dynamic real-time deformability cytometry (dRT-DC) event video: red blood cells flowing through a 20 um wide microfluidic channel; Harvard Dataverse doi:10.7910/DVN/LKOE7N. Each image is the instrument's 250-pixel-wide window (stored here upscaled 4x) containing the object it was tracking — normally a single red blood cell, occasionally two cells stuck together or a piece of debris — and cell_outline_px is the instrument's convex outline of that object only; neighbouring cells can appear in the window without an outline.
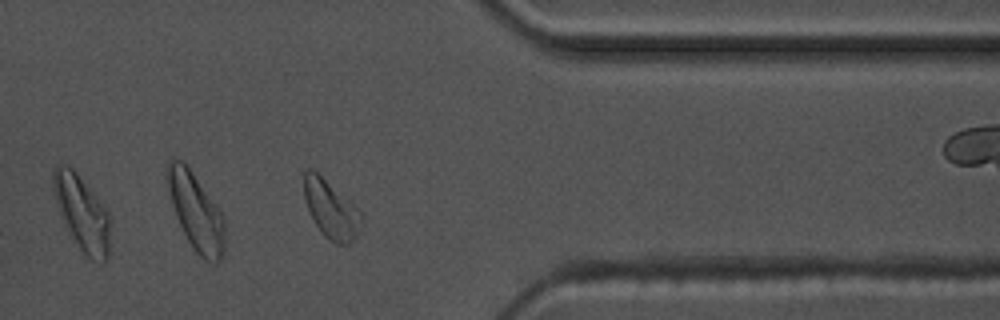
{"species": "common noctule bat (a hibernating species)", "species_latin": "Nyctalus noctula", "temperature_condition": "warm", "stored_images_in_passage": 42, "camera_frame_rate_fps": 3000, "um_per_image_px": 0.085, "animal": {"sex": "male", "body_mass_g": 17.5, "forearm_length_mm": 52.3}, "frame": {"image": 1, "passage_image": 30, "time_ms": 9.667, "image_size_px": [1000, 320], "cell_outline_px": [[360, 220], [356, 236], [348, 244], [336, 244], [328, 240], [320, 232], [308, 208], [304, 196], [304, 172], [308, 168], [312, 168], [360, 208]], "centroid_in_image_um": [28.12, 17.77], "position_along_channel_um": 383.3, "area_um2": 19.19}, "authors_computed_cell_mechanics": {"area_um2": 16.7331, "velocity_mm_per_s": 3.5503, "shape_relaxation_time_tau1_ms": 2.5123, "shape_relaxation_time_tau2_ms": 2.6647, "deformation_change_tau1": 0.1349, "deformation_change_tau2": 0.0998}}